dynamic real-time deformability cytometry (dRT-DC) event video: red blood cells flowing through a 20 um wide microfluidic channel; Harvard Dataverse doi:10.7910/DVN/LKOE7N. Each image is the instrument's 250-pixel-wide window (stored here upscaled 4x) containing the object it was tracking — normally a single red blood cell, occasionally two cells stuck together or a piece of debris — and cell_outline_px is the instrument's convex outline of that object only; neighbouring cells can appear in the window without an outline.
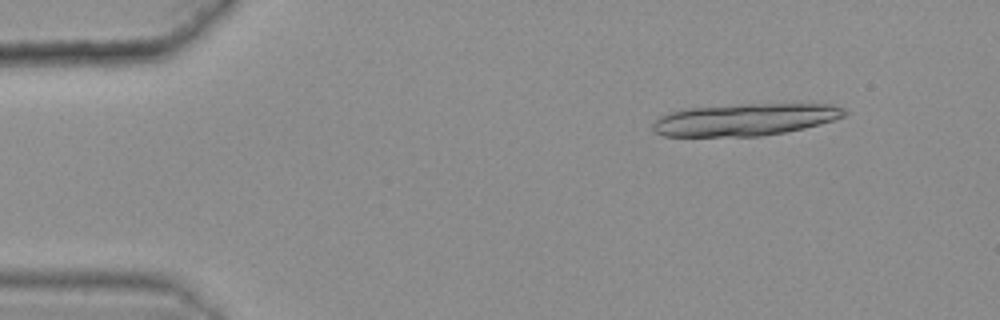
{"species": "common noctule bat (a hibernating species)", "species_latin": "Nyctalus noctula", "temperature_condition": "warm", "stored_images_in_passage": 18, "camera_frame_rate_fps": 3000, "um_per_image_px": 0.085, "animal": {"sex": "female", "body_mass_g": 25.1}, "frame": {"image": 1, "passage_image": 6, "time_ms": 1.667, "image_size_px": [1000, 320], "cell_outline_px": [[848, 112], [844, 116], [832, 120], [804, 128], [784, 132], [760, 136], [664, 136], [656, 132], [652, 128], [652, 124], [660, 116], [668, 112], [684, 108], [744, 104], [832, 104], [844, 108]], "centroid_in_image_um": [63.29, 10.16], "position_along_channel_um": 21.7, "area_um2": 35.78}}